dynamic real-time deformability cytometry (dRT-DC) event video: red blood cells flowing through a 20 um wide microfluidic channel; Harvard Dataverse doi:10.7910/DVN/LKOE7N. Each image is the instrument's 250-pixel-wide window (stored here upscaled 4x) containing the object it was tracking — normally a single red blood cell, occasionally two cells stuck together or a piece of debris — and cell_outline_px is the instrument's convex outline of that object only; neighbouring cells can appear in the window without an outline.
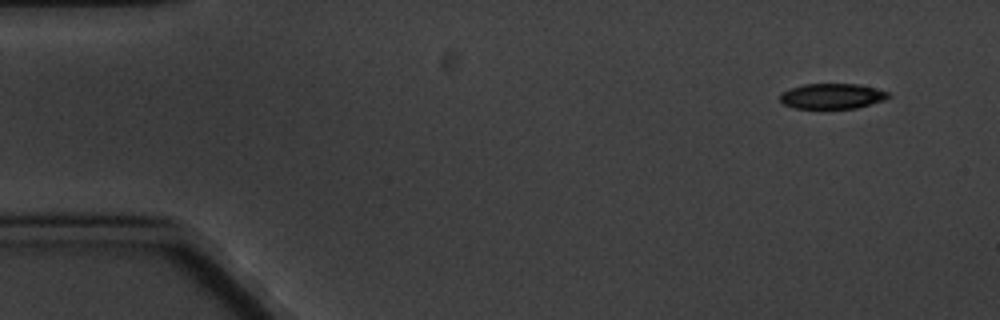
{"species": "common noctule bat (a hibernating species)", "species_latin": "Nyctalus noctula", "temperature_condition": "cold", "stored_images_in_passage": 6, "camera_frame_rate_fps": 3000, "um_per_image_px": 0.085, "animal": {"sex": "male", "body_mass_g": 20.1, "forearm_length_mm": 53.5}, "frame": {"image": 1, "passage_image": 1, "time_ms": 0.0, "image_size_px": [1000, 320], "cell_outline_px": [[892, 96], [884, 100], [856, 108], [792, 108], [784, 104], [780, 100], [780, 96], [784, 92], [792, 88], [804, 84], [856, 84], [888, 92]], "centroid_in_image_um": [70.73, 8.18], "position_along_channel_um": 14.3, "area_um2": 15.72}}
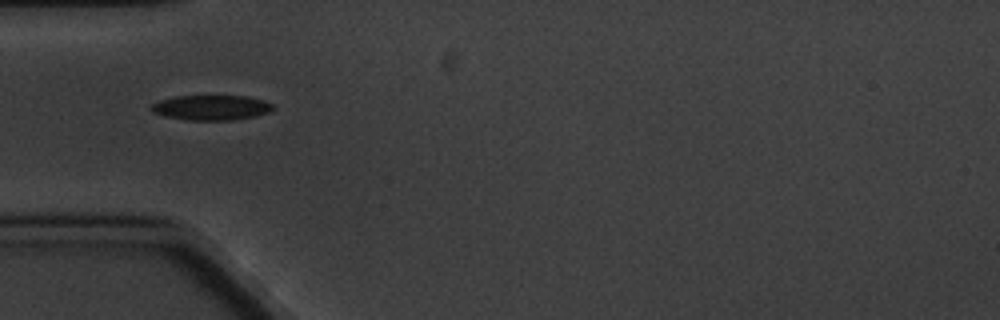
{"frame": {"image": 2, "passage_image": 5, "time_ms": 4.667, "image_size_px": [1000, 320], "cell_outline_px": [[276, 108], [268, 112], [252, 116], [232, 120], [188, 120], [164, 116], [152, 112], [148, 108], [152, 104], [160, 100], [176, 96], [248, 96], [264, 100], [272, 104]], "centroid_in_image_um": [17.93, 9.14], "position_along_channel_um": 67.1, "area_um2": 17.74}}